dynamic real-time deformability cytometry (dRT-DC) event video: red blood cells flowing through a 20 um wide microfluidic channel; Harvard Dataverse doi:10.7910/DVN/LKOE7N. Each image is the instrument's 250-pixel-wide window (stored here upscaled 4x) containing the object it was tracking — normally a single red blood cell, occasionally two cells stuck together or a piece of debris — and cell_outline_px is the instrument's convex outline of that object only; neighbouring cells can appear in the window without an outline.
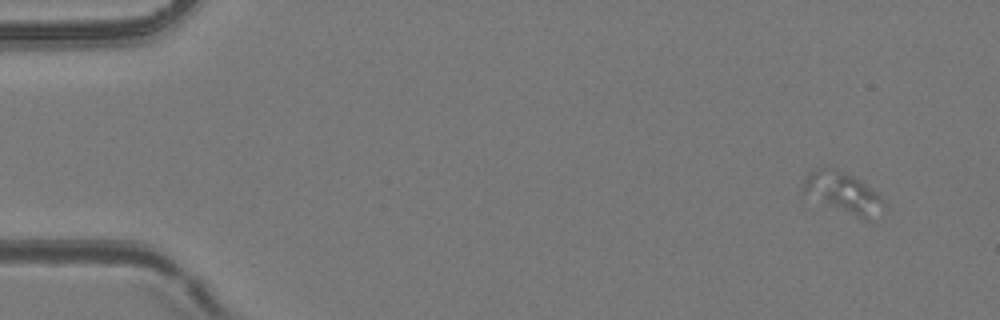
{"species": "common noctule bat (a hibernating species)", "species_latin": "Nyctalus noctula", "temperature_condition": "room temperature", "stored_images_in_passage": 5, "camera_frame_rate_fps": 3000, "um_per_image_px": 0.085, "animal": {"sex": "female", "body_mass_g": 24.6, "forearm_length_mm": 56.2}, "frame": {"image": 1, "passage_image": 1, "time_ms": 0.0, "image_size_px": [1000, 320], "cell_outline_px": [[884, 204], [868, 220], [864, 220], [800, 192], [800, 188], [804, 180], [812, 172], [820, 168], [836, 168], [860, 180], [876, 192], [884, 200]], "centroid_in_image_um": [71.61, 16.36], "position_along_channel_um": 13.4, "area_um2": 18.38}}
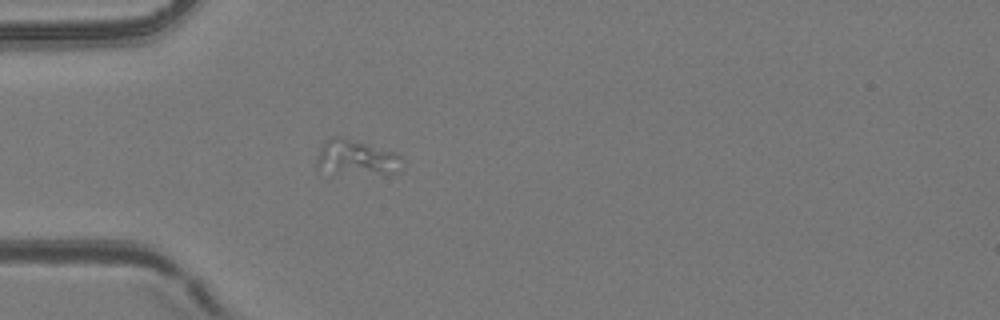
{"frame": {"image": 2, "passage_image": 5, "time_ms": 4.333, "image_size_px": [1000, 320], "cell_outline_px": [[404, 160], [400, 172], [332, 176], [316, 160], [320, 148], [324, 140], [332, 136], [340, 136], [396, 152]], "centroid_in_image_um": [30.31, 13.42], "position_along_channel_um": 54.7, "area_um2": 17.98}}